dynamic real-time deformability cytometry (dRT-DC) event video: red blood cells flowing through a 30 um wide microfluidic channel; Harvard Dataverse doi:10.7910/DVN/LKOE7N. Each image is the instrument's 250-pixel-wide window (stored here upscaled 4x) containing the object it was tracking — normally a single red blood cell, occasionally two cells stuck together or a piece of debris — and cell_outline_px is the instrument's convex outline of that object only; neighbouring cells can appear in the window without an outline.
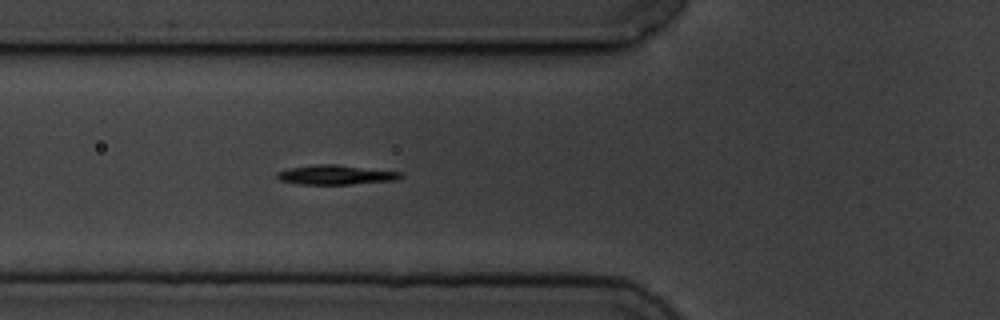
{"species": "common noctule bat (a hibernating species)", "species_latin": "Nyctalus noctula", "temperature_condition": "cold", "stored_images_in_passage": 5, "camera_frame_rate_fps": 3000, "um_per_image_px": 0.085, "animal": {"sex": "male", "body_mass_g": 19.5, "forearm_length_mm": 54.6}, "frame": {"image": 1, "passage_image": 5, "time_ms": 4.333, "image_size_px": [1000, 320], "cell_outline_px": [[404, 176], [396, 180], [348, 184], [300, 184], [280, 180], [276, 176], [276, 172], [292, 168], [316, 164], [336, 164], [404, 172]], "centroid_in_image_um": [28.59, 14.85], "position_along_channel_um": 97.2, "area_um2": 13.99}}